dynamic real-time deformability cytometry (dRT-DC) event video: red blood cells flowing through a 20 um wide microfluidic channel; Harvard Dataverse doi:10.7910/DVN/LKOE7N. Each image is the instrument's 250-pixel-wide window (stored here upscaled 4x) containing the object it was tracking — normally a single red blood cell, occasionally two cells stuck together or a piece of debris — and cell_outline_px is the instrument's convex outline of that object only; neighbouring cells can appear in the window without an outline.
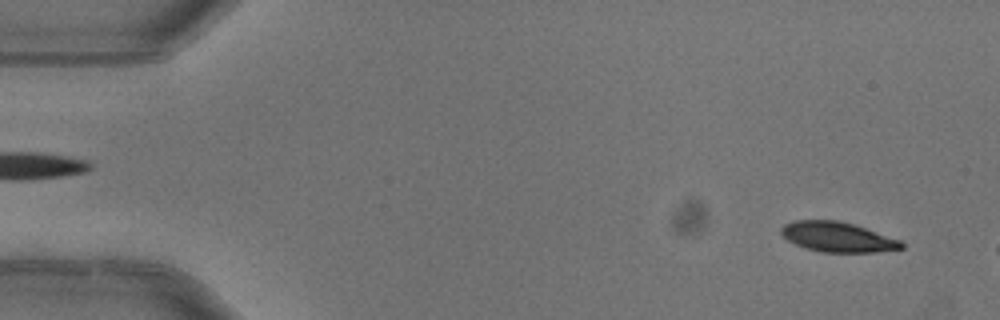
{"species": "common noctule bat (a hibernating species)", "species_latin": "Nyctalus noctula", "temperature_condition": "warm", "stored_images_in_passage": 4, "segment_of_instrument_passage": [2, 2], "camera_frame_rate_fps": 3000, "um_per_image_px": 0.085, "animal": {"sex": "female"}, "frame": {"image": 1, "passage_image": 4, "time_ms": 1.0, "image_size_px": [1000, 320], "cell_outline_px": [[904, 248], [876, 252], [824, 252], [808, 248], [796, 244], [788, 240], [780, 232], [780, 228], [784, 224], [792, 220], [840, 220], [900, 240], [904, 244]], "centroid_in_image_um": [71.17, 20.13], "position_along_channel_um": 13.8, "area_um2": 20.75}}